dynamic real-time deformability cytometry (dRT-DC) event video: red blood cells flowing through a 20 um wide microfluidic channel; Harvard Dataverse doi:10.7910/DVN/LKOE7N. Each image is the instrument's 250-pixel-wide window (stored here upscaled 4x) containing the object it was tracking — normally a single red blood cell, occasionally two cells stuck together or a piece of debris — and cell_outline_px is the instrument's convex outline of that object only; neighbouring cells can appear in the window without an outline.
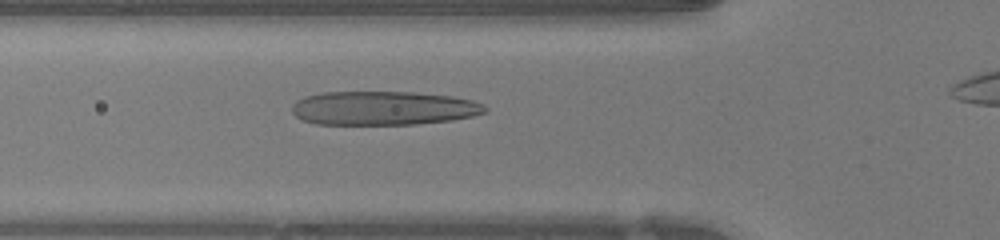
{"species": "human", "species_latin": "Homo sapiens", "temperature_condition": "warm", "stored_images_in_passage": 33, "camera_frame_rate_fps": 3000, "um_per_image_px": 0.085, "donor": {"sex": "female"}, "frame": {"image": 1, "passage_image": 8, "time_ms": 2.333, "image_size_px": [1000, 240], "cell_outline_px": [[488, 112], [472, 116], [452, 120], [416, 124], [316, 124], [304, 120], [296, 116], [292, 112], [292, 104], [296, 100], [308, 96], [324, 92], [416, 92], [452, 96], [472, 100], [484, 104], [488, 108]], "centroid_in_image_um": [32.63, 9.19], "position_along_channel_um": 93.2, "area_um2": 38.26}}
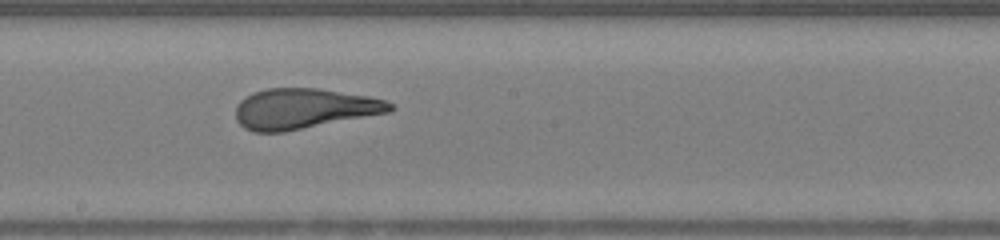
{"frame": {"image": 2, "passage_image": 17, "time_ms": 5.333, "image_size_px": [1000, 240], "cell_outline_px": [[396, 108], [388, 112], [284, 132], [252, 132], [244, 128], [236, 120], [236, 104], [240, 100], [252, 92], [268, 88], [316, 88], [368, 96], [384, 100], [392, 104]], "centroid_in_image_um": [25.78, 9.23], "position_along_channel_um": 222.4, "area_um2": 36.18}}
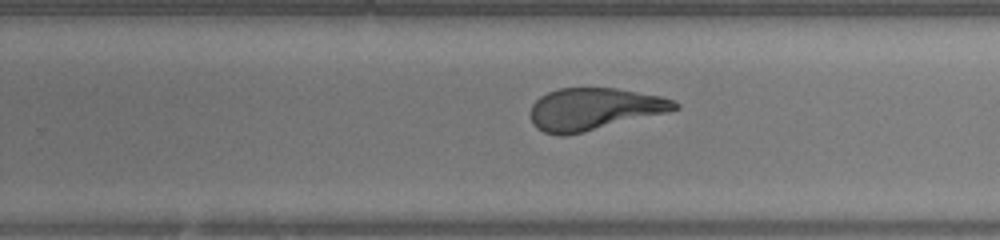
{"frame": {"image": 3, "passage_image": 21, "time_ms": 6.667, "image_size_px": [1000, 240], "cell_outline_px": [[680, 108], [668, 112], [584, 132], [564, 136], [556, 136], [544, 132], [536, 128], [532, 124], [532, 104], [540, 96], [548, 92], [560, 88], [616, 88], [660, 96], [672, 100], [680, 104]], "centroid_in_image_um": [50.49, 9.28], "position_along_channel_um": 279.3, "area_um2": 35.32}, "authors_computed_cell_mechanics": {"area_um2": 36.4718, "velocity_mm_per_s": 4.2805, "shape_relaxation_time_tau1_ms": 5.4733, "shape_relaxation_time_tau2_ms": 0.8647, "deformation_change_tau1": 0.27, "deformation_change_tau2": 0.1083}}